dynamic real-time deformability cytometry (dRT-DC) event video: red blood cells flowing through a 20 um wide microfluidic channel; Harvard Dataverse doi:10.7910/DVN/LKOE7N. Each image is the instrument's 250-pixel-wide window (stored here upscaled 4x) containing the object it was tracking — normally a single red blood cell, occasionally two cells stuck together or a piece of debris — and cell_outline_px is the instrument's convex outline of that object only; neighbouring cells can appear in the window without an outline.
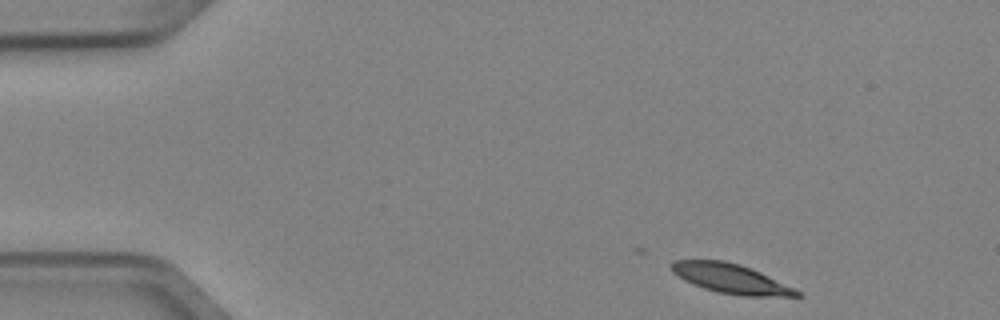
{"species": "Egyptian fruit bat (a non-hibernating species)", "species_latin": "Rousettus aegyptiacus", "temperature_condition": "cold", "stored_images_in_passage": 6, "camera_frame_rate_fps": 3000, "um_per_image_px": 0.085, "animal": {"sex": "female"}, "frame": {"image": 1, "passage_image": 1, "time_ms": 0.0, "image_size_px": [1000, 320], "cell_outline_px": [[804, 296], [740, 296], [716, 292], [692, 284], [684, 280], [672, 272], [668, 268], [668, 264], [672, 260], [724, 260], [740, 264], [760, 272], [800, 292]], "centroid_in_image_um": [62.02, 23.67], "position_along_channel_um": 23.0, "area_um2": 21.56}}
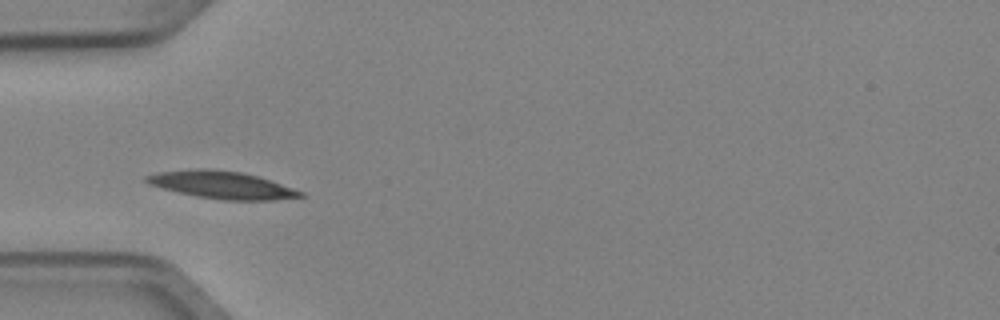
{"frame": {"image": 2, "passage_image": 3, "time_ms": 0.667, "image_size_px": [1000, 320], "cell_outline_px": [[304, 196], [272, 200], [224, 200], [196, 196], [148, 184], [144, 180], [144, 176], [160, 172], [200, 168], [208, 168], [240, 172], [256, 176], [304, 192]], "centroid_in_image_um": [18.83, 15.72], "position_along_channel_um": 66.2, "area_um2": 24.16}}
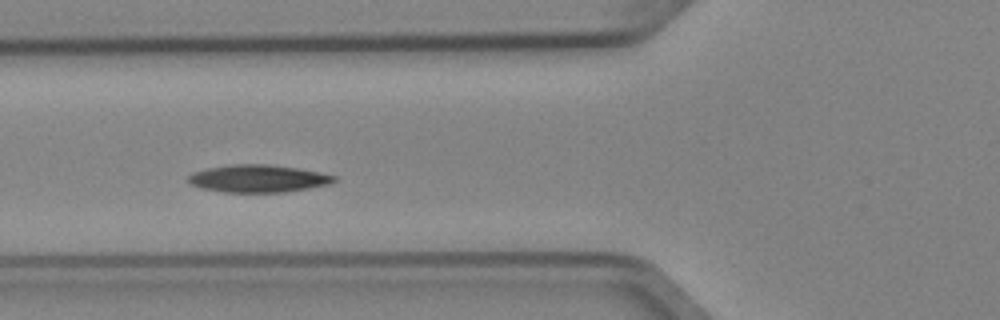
{"frame": {"image": 3, "passage_image": 4, "time_ms": 1.0, "image_size_px": [1000, 320], "cell_outline_px": [[336, 180], [332, 184], [284, 192], [224, 192], [200, 188], [188, 184], [188, 176], [192, 172], [208, 168], [232, 164], [268, 164], [296, 168], [320, 172], [336, 176]], "centroid_in_image_um": [21.92, 15.18], "position_along_channel_um": 103.9, "area_um2": 23.47}}